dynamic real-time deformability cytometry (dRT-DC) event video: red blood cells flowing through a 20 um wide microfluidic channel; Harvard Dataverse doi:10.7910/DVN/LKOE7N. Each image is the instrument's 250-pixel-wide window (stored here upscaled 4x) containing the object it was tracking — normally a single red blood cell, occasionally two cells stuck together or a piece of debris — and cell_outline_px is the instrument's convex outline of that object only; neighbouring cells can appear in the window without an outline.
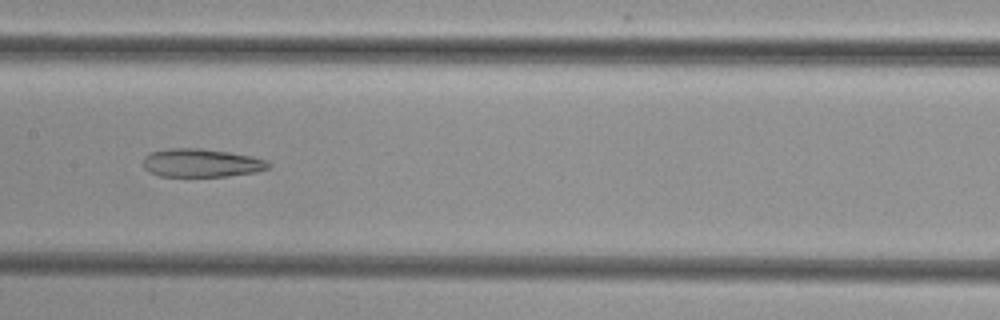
{"species": "common noctule bat (a hibernating species)", "species_latin": "Nyctalus noctula", "temperature_condition": "cold", "stored_images_in_passage": 36, "camera_frame_rate_fps": 3000, "um_per_image_px": 0.085, "animal": {"sex": "female", "body_mass_g": 29.2, "forearm_length_mm": 56.3}, "frame": {"image": 1, "passage_image": 11, "time_ms": 3.333, "image_size_px": [1000, 320], "cell_outline_px": [[272, 164], [268, 168], [256, 172], [228, 176], [160, 176], [148, 172], [144, 168], [144, 156], [148, 152], [168, 148], [200, 148], [228, 152], [252, 156], [268, 160]], "centroid_in_image_um": [17.11, 13.84], "position_along_channel_um": 190.3, "area_um2": 20.87}}